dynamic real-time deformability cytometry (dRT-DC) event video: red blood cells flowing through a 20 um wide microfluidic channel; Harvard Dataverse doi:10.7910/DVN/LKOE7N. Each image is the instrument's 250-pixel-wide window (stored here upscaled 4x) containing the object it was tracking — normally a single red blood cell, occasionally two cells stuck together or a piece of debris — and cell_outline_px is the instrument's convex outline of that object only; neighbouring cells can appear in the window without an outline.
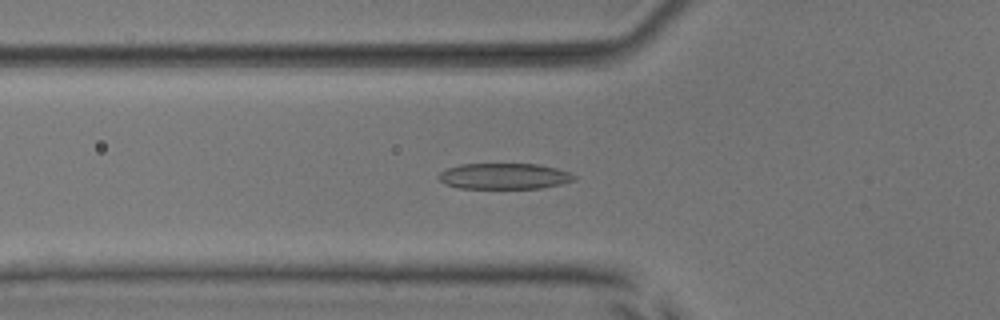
{"species": "common noctule bat (a hibernating species)", "species_latin": "Nyctalus noctula", "temperature_condition": "room temperature", "stored_images_in_passage": 55, "camera_frame_rate_fps": 3000, "um_per_image_px": 0.085, "animal": {"sex": "male", "body_mass_g": 17.9, "forearm_length_mm": 54.2}, "frame": {"image": 1, "passage_image": 20, "time_ms": 6.333, "image_size_px": [1000, 320], "cell_outline_px": [[576, 180], [560, 184], [540, 188], [460, 188], [448, 184], [440, 180], [436, 176], [440, 172], [448, 168], [460, 164], [536, 164], [556, 168], [568, 172], [576, 176]], "centroid_in_image_um": [42.86, 14.97], "position_along_channel_um": 82.9, "area_um2": 20.29}}
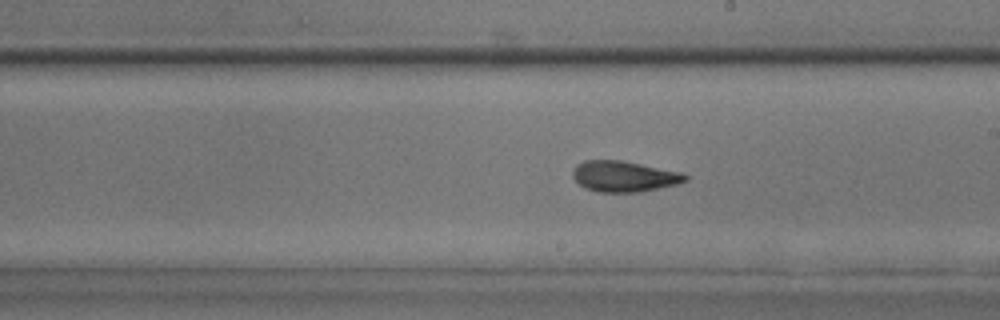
{"frame": {"image": 2, "passage_image": 32, "time_ms": 10.333, "image_size_px": [1000, 320], "cell_outline_px": [[688, 180], [676, 184], [640, 192], [600, 192], [584, 188], [572, 176], [572, 172], [576, 164], [584, 160], [620, 160], [684, 172], [688, 176]], "centroid_in_image_um": [53.05, 14.98], "position_along_channel_um": 236.0, "area_um2": 20.29}}
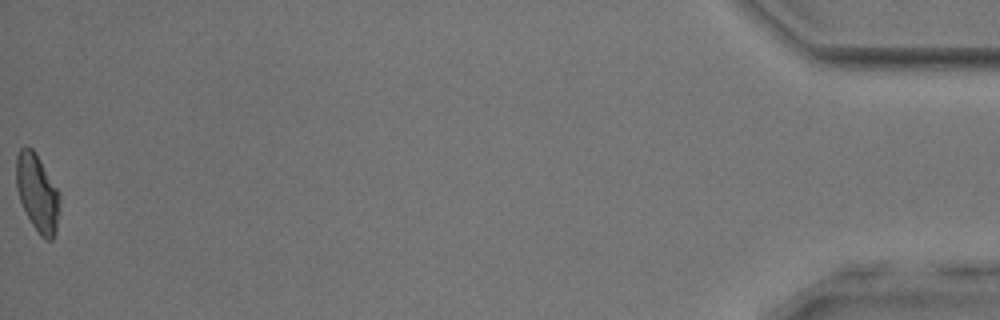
{"frame": {"image": 3, "passage_image": 55, "time_ms": 18.0, "image_size_px": [1000, 320], "cell_outline_px": [[60, 200], [56, 232], [52, 240], [48, 240], [40, 236], [32, 224], [20, 200], [16, 188], [16, 156], [20, 148], [24, 144], [32, 148], [36, 152], [60, 192]], "centroid_in_image_um": [3.18, 16.35], "position_along_channel_um": 432.0, "area_um2": 19.83}, "authors_computed_cell_mechanics": {"area_um2": 20.3456, "velocity_mm_per_s": 3.8307, "shape_relaxation_time_tau1_ms": 3.1569, "shape_relaxation_time_tau2_ms": 2.0417, "deformation_change_tau1": 0.1461, "deformation_change_tau2": 0.1042}}